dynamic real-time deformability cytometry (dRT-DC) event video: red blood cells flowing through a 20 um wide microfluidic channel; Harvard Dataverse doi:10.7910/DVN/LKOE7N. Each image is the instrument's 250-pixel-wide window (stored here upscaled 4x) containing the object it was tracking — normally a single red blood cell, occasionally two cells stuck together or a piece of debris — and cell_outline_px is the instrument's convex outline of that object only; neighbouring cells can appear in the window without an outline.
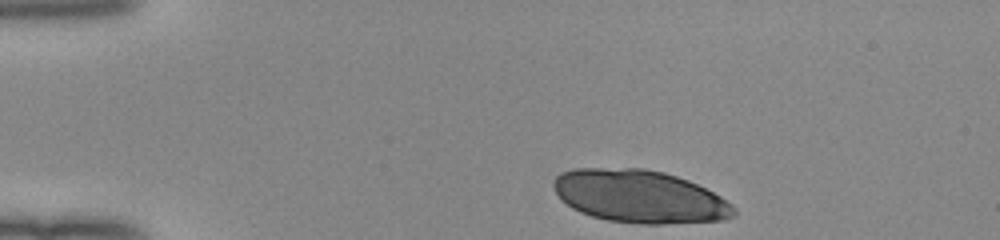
{"species": "human", "species_latin": "Homo sapiens", "temperature_condition": "room temperature", "stored_images_in_passage": 43, "camera_frame_rate_fps": 3000, "um_per_image_px": 0.085, "donor": {"sex": "female"}, "frame": {"image": 1, "passage_image": 1, "time_ms": 0.0, "image_size_px": [1000, 240], "cell_outline_px": [[736, 216], [724, 220], [660, 224], [640, 224], [608, 220], [592, 216], [580, 212], [572, 208], [560, 200], [552, 184], [556, 176], [560, 172], [572, 168], [644, 168], [664, 172], [688, 180], [720, 196], [732, 204], [736, 208]], "centroid_in_image_um": [54.35, 16.7], "position_along_channel_um": 30.7, "area_um2": 55.72}}